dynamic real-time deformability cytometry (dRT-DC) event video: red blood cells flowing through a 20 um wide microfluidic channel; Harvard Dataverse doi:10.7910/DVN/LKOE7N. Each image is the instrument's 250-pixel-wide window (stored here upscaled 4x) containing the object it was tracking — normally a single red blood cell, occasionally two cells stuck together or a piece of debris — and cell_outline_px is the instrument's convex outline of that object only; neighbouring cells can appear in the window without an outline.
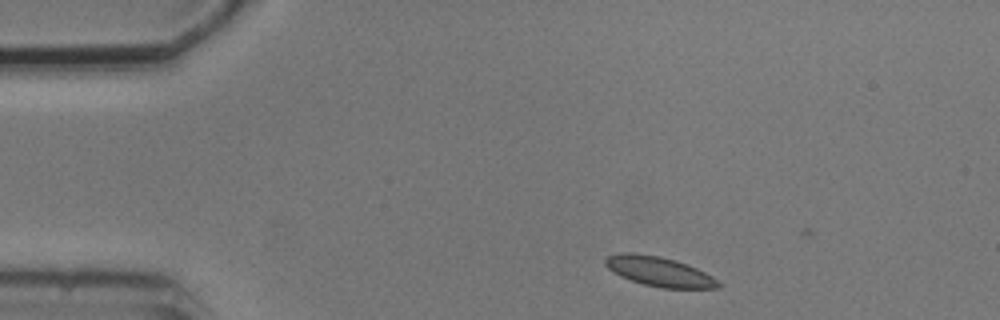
{"species": "common noctule bat (a hibernating species)", "species_latin": "Nyctalus noctula", "temperature_condition": "cold", "stored_images_in_passage": 2, "camera_frame_rate_fps": 3000, "um_per_image_px": 0.085, "animal": {"sex": "male", "body_mass_g": 20.5, "forearm_length_mm": 52.5}, "frame": {"image": 1, "passage_image": 1, "time_ms": 0.0, "image_size_px": [1000, 320], "cell_outline_px": [[720, 288], [660, 288], [644, 284], [620, 276], [612, 272], [604, 264], [604, 260], [608, 256], [624, 252], [632, 252], [660, 256], [676, 260], [696, 268], [712, 276], [720, 284]], "centroid_in_image_um": [56.0, 23.07], "position_along_channel_um": 29.0, "area_um2": 19.42}}